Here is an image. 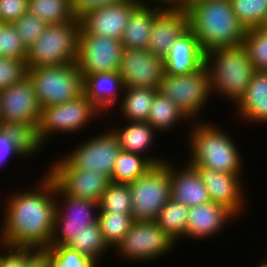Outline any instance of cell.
<instances>
[{"label": "cell", "mask_w": 267, "mask_h": 267, "mask_svg": "<svg viewBox=\"0 0 267 267\" xmlns=\"http://www.w3.org/2000/svg\"><path fill=\"white\" fill-rule=\"evenodd\" d=\"M31 190L12 192L6 199L0 242L37 251L49 247L56 213L55 182L45 172Z\"/></svg>", "instance_id": "obj_1"}, {"label": "cell", "mask_w": 267, "mask_h": 267, "mask_svg": "<svg viewBox=\"0 0 267 267\" xmlns=\"http://www.w3.org/2000/svg\"><path fill=\"white\" fill-rule=\"evenodd\" d=\"M184 8L188 28L198 38L204 53L244 43L247 30L233 12L230 0L184 2Z\"/></svg>", "instance_id": "obj_2"}, {"label": "cell", "mask_w": 267, "mask_h": 267, "mask_svg": "<svg viewBox=\"0 0 267 267\" xmlns=\"http://www.w3.org/2000/svg\"><path fill=\"white\" fill-rule=\"evenodd\" d=\"M210 91L236 106L244 97L256 70L245 46L219 47L205 53ZM217 93V94H216Z\"/></svg>", "instance_id": "obj_3"}, {"label": "cell", "mask_w": 267, "mask_h": 267, "mask_svg": "<svg viewBox=\"0 0 267 267\" xmlns=\"http://www.w3.org/2000/svg\"><path fill=\"white\" fill-rule=\"evenodd\" d=\"M199 121L190 123L192 127H190L188 133L190 156L187 162L191 165L208 167L218 172L243 174V167H241L243 165L242 154L240 155L241 152L238 150L239 147L236 146V142H233L234 138L230 137L215 123Z\"/></svg>", "instance_id": "obj_4"}, {"label": "cell", "mask_w": 267, "mask_h": 267, "mask_svg": "<svg viewBox=\"0 0 267 267\" xmlns=\"http://www.w3.org/2000/svg\"><path fill=\"white\" fill-rule=\"evenodd\" d=\"M80 18L48 24L40 37L27 49L26 66L49 67L77 62Z\"/></svg>", "instance_id": "obj_5"}, {"label": "cell", "mask_w": 267, "mask_h": 267, "mask_svg": "<svg viewBox=\"0 0 267 267\" xmlns=\"http://www.w3.org/2000/svg\"><path fill=\"white\" fill-rule=\"evenodd\" d=\"M102 115L84 93L68 102L43 107L37 130L31 137L32 146L39 153L46 140L54 134L79 132L93 119L103 117Z\"/></svg>", "instance_id": "obj_6"}, {"label": "cell", "mask_w": 267, "mask_h": 267, "mask_svg": "<svg viewBox=\"0 0 267 267\" xmlns=\"http://www.w3.org/2000/svg\"><path fill=\"white\" fill-rule=\"evenodd\" d=\"M27 77L33 85L41 108L68 102L84 93L83 76L77 62L27 68Z\"/></svg>", "instance_id": "obj_7"}, {"label": "cell", "mask_w": 267, "mask_h": 267, "mask_svg": "<svg viewBox=\"0 0 267 267\" xmlns=\"http://www.w3.org/2000/svg\"><path fill=\"white\" fill-rule=\"evenodd\" d=\"M157 90L168 97L191 123L197 122L210 101L208 99H212L209 71L205 63L188 74L165 73Z\"/></svg>", "instance_id": "obj_8"}, {"label": "cell", "mask_w": 267, "mask_h": 267, "mask_svg": "<svg viewBox=\"0 0 267 267\" xmlns=\"http://www.w3.org/2000/svg\"><path fill=\"white\" fill-rule=\"evenodd\" d=\"M133 221H155L171 198L170 161L153 166L129 183Z\"/></svg>", "instance_id": "obj_9"}, {"label": "cell", "mask_w": 267, "mask_h": 267, "mask_svg": "<svg viewBox=\"0 0 267 267\" xmlns=\"http://www.w3.org/2000/svg\"><path fill=\"white\" fill-rule=\"evenodd\" d=\"M41 110L28 77L0 91V126L22 130L32 137L40 122Z\"/></svg>", "instance_id": "obj_10"}, {"label": "cell", "mask_w": 267, "mask_h": 267, "mask_svg": "<svg viewBox=\"0 0 267 267\" xmlns=\"http://www.w3.org/2000/svg\"><path fill=\"white\" fill-rule=\"evenodd\" d=\"M56 213L49 246L67 245L77 234L98 220L99 204L65 194L55 184ZM63 201V202H62Z\"/></svg>", "instance_id": "obj_11"}, {"label": "cell", "mask_w": 267, "mask_h": 267, "mask_svg": "<svg viewBox=\"0 0 267 267\" xmlns=\"http://www.w3.org/2000/svg\"><path fill=\"white\" fill-rule=\"evenodd\" d=\"M175 246L176 243L155 221H134L114 249L116 255L125 257L124 260L149 263L174 250Z\"/></svg>", "instance_id": "obj_12"}, {"label": "cell", "mask_w": 267, "mask_h": 267, "mask_svg": "<svg viewBox=\"0 0 267 267\" xmlns=\"http://www.w3.org/2000/svg\"><path fill=\"white\" fill-rule=\"evenodd\" d=\"M87 139L63 158L75 169L95 171L111 179L121 151L116 135L112 130H105Z\"/></svg>", "instance_id": "obj_13"}, {"label": "cell", "mask_w": 267, "mask_h": 267, "mask_svg": "<svg viewBox=\"0 0 267 267\" xmlns=\"http://www.w3.org/2000/svg\"><path fill=\"white\" fill-rule=\"evenodd\" d=\"M124 46L120 40L93 34H79L77 64L83 79L102 72H118Z\"/></svg>", "instance_id": "obj_14"}, {"label": "cell", "mask_w": 267, "mask_h": 267, "mask_svg": "<svg viewBox=\"0 0 267 267\" xmlns=\"http://www.w3.org/2000/svg\"><path fill=\"white\" fill-rule=\"evenodd\" d=\"M55 161L46 173L65 194L99 202L111 182L109 177L95 171L75 169L63 157Z\"/></svg>", "instance_id": "obj_15"}, {"label": "cell", "mask_w": 267, "mask_h": 267, "mask_svg": "<svg viewBox=\"0 0 267 267\" xmlns=\"http://www.w3.org/2000/svg\"><path fill=\"white\" fill-rule=\"evenodd\" d=\"M118 73L124 88L158 89L165 62L148 49H124Z\"/></svg>", "instance_id": "obj_16"}, {"label": "cell", "mask_w": 267, "mask_h": 267, "mask_svg": "<svg viewBox=\"0 0 267 267\" xmlns=\"http://www.w3.org/2000/svg\"><path fill=\"white\" fill-rule=\"evenodd\" d=\"M139 6L136 0L97 7L86 11L80 18L79 34H93L120 40L133 11Z\"/></svg>", "instance_id": "obj_17"}, {"label": "cell", "mask_w": 267, "mask_h": 267, "mask_svg": "<svg viewBox=\"0 0 267 267\" xmlns=\"http://www.w3.org/2000/svg\"><path fill=\"white\" fill-rule=\"evenodd\" d=\"M204 183L210 200L231 210L237 217L245 210L248 200L244 196L243 174H228L201 165H192ZM242 180V181H241ZM244 186V187H243ZM244 209V210H243Z\"/></svg>", "instance_id": "obj_18"}, {"label": "cell", "mask_w": 267, "mask_h": 267, "mask_svg": "<svg viewBox=\"0 0 267 267\" xmlns=\"http://www.w3.org/2000/svg\"><path fill=\"white\" fill-rule=\"evenodd\" d=\"M188 29V13L184 7L162 9L154 19L148 50L164 59L176 39Z\"/></svg>", "instance_id": "obj_19"}, {"label": "cell", "mask_w": 267, "mask_h": 267, "mask_svg": "<svg viewBox=\"0 0 267 267\" xmlns=\"http://www.w3.org/2000/svg\"><path fill=\"white\" fill-rule=\"evenodd\" d=\"M237 216L228 208L213 202L189 207L185 238L205 240L222 232L229 221Z\"/></svg>", "instance_id": "obj_20"}, {"label": "cell", "mask_w": 267, "mask_h": 267, "mask_svg": "<svg viewBox=\"0 0 267 267\" xmlns=\"http://www.w3.org/2000/svg\"><path fill=\"white\" fill-rule=\"evenodd\" d=\"M164 62L165 73L169 75L188 74L205 63V53L189 28L172 44Z\"/></svg>", "instance_id": "obj_21"}, {"label": "cell", "mask_w": 267, "mask_h": 267, "mask_svg": "<svg viewBox=\"0 0 267 267\" xmlns=\"http://www.w3.org/2000/svg\"><path fill=\"white\" fill-rule=\"evenodd\" d=\"M171 198L187 207L210 203L208 191L196 169L187 162L182 169L170 163Z\"/></svg>", "instance_id": "obj_22"}, {"label": "cell", "mask_w": 267, "mask_h": 267, "mask_svg": "<svg viewBox=\"0 0 267 267\" xmlns=\"http://www.w3.org/2000/svg\"><path fill=\"white\" fill-rule=\"evenodd\" d=\"M83 89L86 97L105 115L116 103L119 105L124 84L118 72H102L87 75L83 79Z\"/></svg>", "instance_id": "obj_23"}, {"label": "cell", "mask_w": 267, "mask_h": 267, "mask_svg": "<svg viewBox=\"0 0 267 267\" xmlns=\"http://www.w3.org/2000/svg\"><path fill=\"white\" fill-rule=\"evenodd\" d=\"M240 120L267 123V71H256L244 97L235 106Z\"/></svg>", "instance_id": "obj_24"}, {"label": "cell", "mask_w": 267, "mask_h": 267, "mask_svg": "<svg viewBox=\"0 0 267 267\" xmlns=\"http://www.w3.org/2000/svg\"><path fill=\"white\" fill-rule=\"evenodd\" d=\"M162 10L154 6H138L125 26L121 43L124 49H148L155 16Z\"/></svg>", "instance_id": "obj_25"}, {"label": "cell", "mask_w": 267, "mask_h": 267, "mask_svg": "<svg viewBox=\"0 0 267 267\" xmlns=\"http://www.w3.org/2000/svg\"><path fill=\"white\" fill-rule=\"evenodd\" d=\"M115 127L111 130L118 139L121 151L142 156L148 154L147 150L152 148L157 135V131L147 121H127L124 127Z\"/></svg>", "instance_id": "obj_26"}, {"label": "cell", "mask_w": 267, "mask_h": 267, "mask_svg": "<svg viewBox=\"0 0 267 267\" xmlns=\"http://www.w3.org/2000/svg\"><path fill=\"white\" fill-rule=\"evenodd\" d=\"M168 159L154 157L153 155L142 156L136 153L120 151L116 159L111 182L127 183L146 174L153 166L164 164Z\"/></svg>", "instance_id": "obj_27"}, {"label": "cell", "mask_w": 267, "mask_h": 267, "mask_svg": "<svg viewBox=\"0 0 267 267\" xmlns=\"http://www.w3.org/2000/svg\"><path fill=\"white\" fill-rule=\"evenodd\" d=\"M191 123L178 107L166 96L156 92L153 98L147 122L159 133L171 131L180 122Z\"/></svg>", "instance_id": "obj_28"}, {"label": "cell", "mask_w": 267, "mask_h": 267, "mask_svg": "<svg viewBox=\"0 0 267 267\" xmlns=\"http://www.w3.org/2000/svg\"><path fill=\"white\" fill-rule=\"evenodd\" d=\"M120 100V114L124 121H147L151 104L157 89L124 88Z\"/></svg>", "instance_id": "obj_29"}, {"label": "cell", "mask_w": 267, "mask_h": 267, "mask_svg": "<svg viewBox=\"0 0 267 267\" xmlns=\"http://www.w3.org/2000/svg\"><path fill=\"white\" fill-rule=\"evenodd\" d=\"M36 153L28 134L13 127L0 126V166L4 165L9 157L25 160Z\"/></svg>", "instance_id": "obj_30"}, {"label": "cell", "mask_w": 267, "mask_h": 267, "mask_svg": "<svg viewBox=\"0 0 267 267\" xmlns=\"http://www.w3.org/2000/svg\"><path fill=\"white\" fill-rule=\"evenodd\" d=\"M189 207L172 198L163 206L155 222L165 233L177 243L185 237Z\"/></svg>", "instance_id": "obj_31"}, {"label": "cell", "mask_w": 267, "mask_h": 267, "mask_svg": "<svg viewBox=\"0 0 267 267\" xmlns=\"http://www.w3.org/2000/svg\"><path fill=\"white\" fill-rule=\"evenodd\" d=\"M28 12L47 24L72 21L78 18L72 0H28Z\"/></svg>", "instance_id": "obj_32"}, {"label": "cell", "mask_w": 267, "mask_h": 267, "mask_svg": "<svg viewBox=\"0 0 267 267\" xmlns=\"http://www.w3.org/2000/svg\"><path fill=\"white\" fill-rule=\"evenodd\" d=\"M67 246L90 257L97 264L100 262L99 259L101 260L105 255L104 253L107 254L108 250L111 249L104 240L98 222L85 226V230L74 236Z\"/></svg>", "instance_id": "obj_33"}, {"label": "cell", "mask_w": 267, "mask_h": 267, "mask_svg": "<svg viewBox=\"0 0 267 267\" xmlns=\"http://www.w3.org/2000/svg\"><path fill=\"white\" fill-rule=\"evenodd\" d=\"M97 222L105 242L113 249L130 230L134 221L132 214L98 212Z\"/></svg>", "instance_id": "obj_34"}, {"label": "cell", "mask_w": 267, "mask_h": 267, "mask_svg": "<svg viewBox=\"0 0 267 267\" xmlns=\"http://www.w3.org/2000/svg\"><path fill=\"white\" fill-rule=\"evenodd\" d=\"M98 204L99 212L131 214L129 184L110 182Z\"/></svg>", "instance_id": "obj_35"}, {"label": "cell", "mask_w": 267, "mask_h": 267, "mask_svg": "<svg viewBox=\"0 0 267 267\" xmlns=\"http://www.w3.org/2000/svg\"><path fill=\"white\" fill-rule=\"evenodd\" d=\"M233 12L246 30L267 25V0H230Z\"/></svg>", "instance_id": "obj_36"}, {"label": "cell", "mask_w": 267, "mask_h": 267, "mask_svg": "<svg viewBox=\"0 0 267 267\" xmlns=\"http://www.w3.org/2000/svg\"><path fill=\"white\" fill-rule=\"evenodd\" d=\"M0 249V267H48L47 258L41 251L7 247L1 242Z\"/></svg>", "instance_id": "obj_37"}, {"label": "cell", "mask_w": 267, "mask_h": 267, "mask_svg": "<svg viewBox=\"0 0 267 267\" xmlns=\"http://www.w3.org/2000/svg\"><path fill=\"white\" fill-rule=\"evenodd\" d=\"M41 252L47 258L48 267H97V263L90 257L67 245L49 246Z\"/></svg>", "instance_id": "obj_38"}, {"label": "cell", "mask_w": 267, "mask_h": 267, "mask_svg": "<svg viewBox=\"0 0 267 267\" xmlns=\"http://www.w3.org/2000/svg\"><path fill=\"white\" fill-rule=\"evenodd\" d=\"M243 45L256 71H267V25L246 31Z\"/></svg>", "instance_id": "obj_39"}, {"label": "cell", "mask_w": 267, "mask_h": 267, "mask_svg": "<svg viewBox=\"0 0 267 267\" xmlns=\"http://www.w3.org/2000/svg\"><path fill=\"white\" fill-rule=\"evenodd\" d=\"M27 49L13 25L1 23L0 56L26 61Z\"/></svg>", "instance_id": "obj_40"}, {"label": "cell", "mask_w": 267, "mask_h": 267, "mask_svg": "<svg viewBox=\"0 0 267 267\" xmlns=\"http://www.w3.org/2000/svg\"><path fill=\"white\" fill-rule=\"evenodd\" d=\"M12 25L28 48L40 37L48 24L36 15L26 12Z\"/></svg>", "instance_id": "obj_41"}, {"label": "cell", "mask_w": 267, "mask_h": 267, "mask_svg": "<svg viewBox=\"0 0 267 267\" xmlns=\"http://www.w3.org/2000/svg\"><path fill=\"white\" fill-rule=\"evenodd\" d=\"M27 77V66L24 59L0 56V91L21 82Z\"/></svg>", "instance_id": "obj_42"}, {"label": "cell", "mask_w": 267, "mask_h": 267, "mask_svg": "<svg viewBox=\"0 0 267 267\" xmlns=\"http://www.w3.org/2000/svg\"><path fill=\"white\" fill-rule=\"evenodd\" d=\"M28 12V0H0V23L12 24Z\"/></svg>", "instance_id": "obj_43"}, {"label": "cell", "mask_w": 267, "mask_h": 267, "mask_svg": "<svg viewBox=\"0 0 267 267\" xmlns=\"http://www.w3.org/2000/svg\"><path fill=\"white\" fill-rule=\"evenodd\" d=\"M121 1L124 0H72L74 11L78 17L91 9L119 3Z\"/></svg>", "instance_id": "obj_44"}, {"label": "cell", "mask_w": 267, "mask_h": 267, "mask_svg": "<svg viewBox=\"0 0 267 267\" xmlns=\"http://www.w3.org/2000/svg\"><path fill=\"white\" fill-rule=\"evenodd\" d=\"M140 6H154L162 9H176L184 7V0H136ZM148 3V4H147ZM162 3V4H161Z\"/></svg>", "instance_id": "obj_45"}, {"label": "cell", "mask_w": 267, "mask_h": 267, "mask_svg": "<svg viewBox=\"0 0 267 267\" xmlns=\"http://www.w3.org/2000/svg\"><path fill=\"white\" fill-rule=\"evenodd\" d=\"M265 259L259 264L258 267H267V256L264 257Z\"/></svg>", "instance_id": "obj_46"}, {"label": "cell", "mask_w": 267, "mask_h": 267, "mask_svg": "<svg viewBox=\"0 0 267 267\" xmlns=\"http://www.w3.org/2000/svg\"><path fill=\"white\" fill-rule=\"evenodd\" d=\"M193 1H201V0H184V2H193Z\"/></svg>", "instance_id": "obj_47"}]
</instances>
